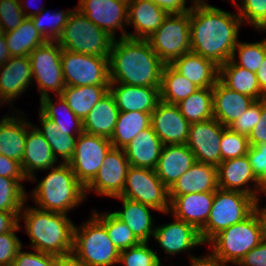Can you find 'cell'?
I'll return each instance as SVG.
<instances>
[{
	"instance_id": "obj_1",
	"label": "cell",
	"mask_w": 266,
	"mask_h": 266,
	"mask_svg": "<svg viewBox=\"0 0 266 266\" xmlns=\"http://www.w3.org/2000/svg\"><path fill=\"white\" fill-rule=\"evenodd\" d=\"M191 52L221 66L232 57L243 25L237 13L208 3H197L189 11Z\"/></svg>"
},
{
	"instance_id": "obj_2",
	"label": "cell",
	"mask_w": 266,
	"mask_h": 266,
	"mask_svg": "<svg viewBox=\"0 0 266 266\" xmlns=\"http://www.w3.org/2000/svg\"><path fill=\"white\" fill-rule=\"evenodd\" d=\"M165 63L146 39L115 38L108 57L110 83L160 87Z\"/></svg>"
},
{
	"instance_id": "obj_3",
	"label": "cell",
	"mask_w": 266,
	"mask_h": 266,
	"mask_svg": "<svg viewBox=\"0 0 266 266\" xmlns=\"http://www.w3.org/2000/svg\"><path fill=\"white\" fill-rule=\"evenodd\" d=\"M23 206L19 221L25 222L31 249L55 256L72 253L74 227L67 214Z\"/></svg>"
},
{
	"instance_id": "obj_4",
	"label": "cell",
	"mask_w": 266,
	"mask_h": 266,
	"mask_svg": "<svg viewBox=\"0 0 266 266\" xmlns=\"http://www.w3.org/2000/svg\"><path fill=\"white\" fill-rule=\"evenodd\" d=\"M31 192L42 210L67 214L86 199L84 185L76 178L69 163L60 162Z\"/></svg>"
},
{
	"instance_id": "obj_5",
	"label": "cell",
	"mask_w": 266,
	"mask_h": 266,
	"mask_svg": "<svg viewBox=\"0 0 266 266\" xmlns=\"http://www.w3.org/2000/svg\"><path fill=\"white\" fill-rule=\"evenodd\" d=\"M262 241L261 225L254 211L244 221L234 224L215 235L209 242L207 255L221 263L237 265L239 261Z\"/></svg>"
},
{
	"instance_id": "obj_6",
	"label": "cell",
	"mask_w": 266,
	"mask_h": 266,
	"mask_svg": "<svg viewBox=\"0 0 266 266\" xmlns=\"http://www.w3.org/2000/svg\"><path fill=\"white\" fill-rule=\"evenodd\" d=\"M114 39L74 7L57 42L70 52L109 57Z\"/></svg>"
},
{
	"instance_id": "obj_7",
	"label": "cell",
	"mask_w": 266,
	"mask_h": 266,
	"mask_svg": "<svg viewBox=\"0 0 266 266\" xmlns=\"http://www.w3.org/2000/svg\"><path fill=\"white\" fill-rule=\"evenodd\" d=\"M72 253L92 266L118 264L120 250L113 244L105 226L92 214L86 222L74 227Z\"/></svg>"
},
{
	"instance_id": "obj_8",
	"label": "cell",
	"mask_w": 266,
	"mask_h": 266,
	"mask_svg": "<svg viewBox=\"0 0 266 266\" xmlns=\"http://www.w3.org/2000/svg\"><path fill=\"white\" fill-rule=\"evenodd\" d=\"M256 202L243 192L218 188L207 222L199 231L202 242L207 244L222 230L244 221L254 212Z\"/></svg>"
},
{
	"instance_id": "obj_9",
	"label": "cell",
	"mask_w": 266,
	"mask_h": 266,
	"mask_svg": "<svg viewBox=\"0 0 266 266\" xmlns=\"http://www.w3.org/2000/svg\"><path fill=\"white\" fill-rule=\"evenodd\" d=\"M165 64L191 51L189 11L169 14L162 25L146 39Z\"/></svg>"
},
{
	"instance_id": "obj_10",
	"label": "cell",
	"mask_w": 266,
	"mask_h": 266,
	"mask_svg": "<svg viewBox=\"0 0 266 266\" xmlns=\"http://www.w3.org/2000/svg\"><path fill=\"white\" fill-rule=\"evenodd\" d=\"M120 196L169 214V189L156 175L155 170L130 166Z\"/></svg>"
},
{
	"instance_id": "obj_11",
	"label": "cell",
	"mask_w": 266,
	"mask_h": 266,
	"mask_svg": "<svg viewBox=\"0 0 266 266\" xmlns=\"http://www.w3.org/2000/svg\"><path fill=\"white\" fill-rule=\"evenodd\" d=\"M62 49L57 41H46L29 54L32 76L38 84L40 99L53 91L61 95L66 87L61 62Z\"/></svg>"
},
{
	"instance_id": "obj_12",
	"label": "cell",
	"mask_w": 266,
	"mask_h": 266,
	"mask_svg": "<svg viewBox=\"0 0 266 266\" xmlns=\"http://www.w3.org/2000/svg\"><path fill=\"white\" fill-rule=\"evenodd\" d=\"M61 62L66 86L110 85L108 57L62 49Z\"/></svg>"
},
{
	"instance_id": "obj_13",
	"label": "cell",
	"mask_w": 266,
	"mask_h": 266,
	"mask_svg": "<svg viewBox=\"0 0 266 266\" xmlns=\"http://www.w3.org/2000/svg\"><path fill=\"white\" fill-rule=\"evenodd\" d=\"M112 147L110 139L101 136L83 132L77 137L75 152L69 165L84 187L95 178Z\"/></svg>"
},
{
	"instance_id": "obj_14",
	"label": "cell",
	"mask_w": 266,
	"mask_h": 266,
	"mask_svg": "<svg viewBox=\"0 0 266 266\" xmlns=\"http://www.w3.org/2000/svg\"><path fill=\"white\" fill-rule=\"evenodd\" d=\"M129 161L123 149L112 147L95 178L85 187L86 196L94 191L105 197H118L125 185Z\"/></svg>"
},
{
	"instance_id": "obj_15",
	"label": "cell",
	"mask_w": 266,
	"mask_h": 266,
	"mask_svg": "<svg viewBox=\"0 0 266 266\" xmlns=\"http://www.w3.org/2000/svg\"><path fill=\"white\" fill-rule=\"evenodd\" d=\"M223 127L214 117L206 121L190 123L186 145L194 154L197 162L219 166Z\"/></svg>"
},
{
	"instance_id": "obj_16",
	"label": "cell",
	"mask_w": 266,
	"mask_h": 266,
	"mask_svg": "<svg viewBox=\"0 0 266 266\" xmlns=\"http://www.w3.org/2000/svg\"><path fill=\"white\" fill-rule=\"evenodd\" d=\"M218 188L240 191L252 196L256 201L259 192L266 196V186L255 176L247 155L221 161L217 167ZM250 182L254 183L253 188Z\"/></svg>"
},
{
	"instance_id": "obj_17",
	"label": "cell",
	"mask_w": 266,
	"mask_h": 266,
	"mask_svg": "<svg viewBox=\"0 0 266 266\" xmlns=\"http://www.w3.org/2000/svg\"><path fill=\"white\" fill-rule=\"evenodd\" d=\"M75 8L112 37L116 38L117 29L119 37H127L123 26L128 21V0H79Z\"/></svg>"
},
{
	"instance_id": "obj_18",
	"label": "cell",
	"mask_w": 266,
	"mask_h": 266,
	"mask_svg": "<svg viewBox=\"0 0 266 266\" xmlns=\"http://www.w3.org/2000/svg\"><path fill=\"white\" fill-rule=\"evenodd\" d=\"M151 126L163 146L187 143L190 123L181 114L178 105L160 100L151 113Z\"/></svg>"
},
{
	"instance_id": "obj_19",
	"label": "cell",
	"mask_w": 266,
	"mask_h": 266,
	"mask_svg": "<svg viewBox=\"0 0 266 266\" xmlns=\"http://www.w3.org/2000/svg\"><path fill=\"white\" fill-rule=\"evenodd\" d=\"M174 222L157 225L153 238L167 255H175L204 244L199 231L192 225L175 217Z\"/></svg>"
},
{
	"instance_id": "obj_20",
	"label": "cell",
	"mask_w": 266,
	"mask_h": 266,
	"mask_svg": "<svg viewBox=\"0 0 266 266\" xmlns=\"http://www.w3.org/2000/svg\"><path fill=\"white\" fill-rule=\"evenodd\" d=\"M58 161L54 157L51 147L33 123L27 119V135L24 156L21 167L28 181L35 182L36 170H49Z\"/></svg>"
},
{
	"instance_id": "obj_21",
	"label": "cell",
	"mask_w": 266,
	"mask_h": 266,
	"mask_svg": "<svg viewBox=\"0 0 266 266\" xmlns=\"http://www.w3.org/2000/svg\"><path fill=\"white\" fill-rule=\"evenodd\" d=\"M215 192L189 193L169 196V213L200 231L206 224Z\"/></svg>"
},
{
	"instance_id": "obj_22",
	"label": "cell",
	"mask_w": 266,
	"mask_h": 266,
	"mask_svg": "<svg viewBox=\"0 0 266 266\" xmlns=\"http://www.w3.org/2000/svg\"><path fill=\"white\" fill-rule=\"evenodd\" d=\"M33 81L29 56L11 57L0 66V97L10 105Z\"/></svg>"
},
{
	"instance_id": "obj_23",
	"label": "cell",
	"mask_w": 266,
	"mask_h": 266,
	"mask_svg": "<svg viewBox=\"0 0 266 266\" xmlns=\"http://www.w3.org/2000/svg\"><path fill=\"white\" fill-rule=\"evenodd\" d=\"M109 91L113 95L120 112L140 111L152 113L160 101V87L110 83Z\"/></svg>"
},
{
	"instance_id": "obj_24",
	"label": "cell",
	"mask_w": 266,
	"mask_h": 266,
	"mask_svg": "<svg viewBox=\"0 0 266 266\" xmlns=\"http://www.w3.org/2000/svg\"><path fill=\"white\" fill-rule=\"evenodd\" d=\"M168 15L151 0H128L127 26L133 25L135 33L127 32V37L147 39L162 25Z\"/></svg>"
},
{
	"instance_id": "obj_25",
	"label": "cell",
	"mask_w": 266,
	"mask_h": 266,
	"mask_svg": "<svg viewBox=\"0 0 266 266\" xmlns=\"http://www.w3.org/2000/svg\"><path fill=\"white\" fill-rule=\"evenodd\" d=\"M195 162V156L186 144L164 145L155 172L169 189Z\"/></svg>"
},
{
	"instance_id": "obj_26",
	"label": "cell",
	"mask_w": 266,
	"mask_h": 266,
	"mask_svg": "<svg viewBox=\"0 0 266 266\" xmlns=\"http://www.w3.org/2000/svg\"><path fill=\"white\" fill-rule=\"evenodd\" d=\"M213 91V117L223 126L228 127L254 103V99L230 90L219 80Z\"/></svg>"
},
{
	"instance_id": "obj_27",
	"label": "cell",
	"mask_w": 266,
	"mask_h": 266,
	"mask_svg": "<svg viewBox=\"0 0 266 266\" xmlns=\"http://www.w3.org/2000/svg\"><path fill=\"white\" fill-rule=\"evenodd\" d=\"M217 189V167L196 161L169 188V196H180L189 193L215 192Z\"/></svg>"
},
{
	"instance_id": "obj_28",
	"label": "cell",
	"mask_w": 266,
	"mask_h": 266,
	"mask_svg": "<svg viewBox=\"0 0 266 266\" xmlns=\"http://www.w3.org/2000/svg\"><path fill=\"white\" fill-rule=\"evenodd\" d=\"M170 65L199 88H213L219 77V66L193 52L183 54Z\"/></svg>"
},
{
	"instance_id": "obj_29",
	"label": "cell",
	"mask_w": 266,
	"mask_h": 266,
	"mask_svg": "<svg viewBox=\"0 0 266 266\" xmlns=\"http://www.w3.org/2000/svg\"><path fill=\"white\" fill-rule=\"evenodd\" d=\"M163 144L152 126L142 130L123 148L130 166L155 170Z\"/></svg>"
},
{
	"instance_id": "obj_30",
	"label": "cell",
	"mask_w": 266,
	"mask_h": 266,
	"mask_svg": "<svg viewBox=\"0 0 266 266\" xmlns=\"http://www.w3.org/2000/svg\"><path fill=\"white\" fill-rule=\"evenodd\" d=\"M123 203V210L112 212L123 221L140 242H149L155 232L154 218L150 211L154 208L121 196L115 197Z\"/></svg>"
},
{
	"instance_id": "obj_31",
	"label": "cell",
	"mask_w": 266,
	"mask_h": 266,
	"mask_svg": "<svg viewBox=\"0 0 266 266\" xmlns=\"http://www.w3.org/2000/svg\"><path fill=\"white\" fill-rule=\"evenodd\" d=\"M23 114H19L22 115L19 118L15 114H7L0 121V154L20 163L24 156L27 135V121Z\"/></svg>"
},
{
	"instance_id": "obj_32",
	"label": "cell",
	"mask_w": 266,
	"mask_h": 266,
	"mask_svg": "<svg viewBox=\"0 0 266 266\" xmlns=\"http://www.w3.org/2000/svg\"><path fill=\"white\" fill-rule=\"evenodd\" d=\"M119 112L114 97L109 91L84 118V132L110 139L115 130Z\"/></svg>"
},
{
	"instance_id": "obj_33",
	"label": "cell",
	"mask_w": 266,
	"mask_h": 266,
	"mask_svg": "<svg viewBox=\"0 0 266 266\" xmlns=\"http://www.w3.org/2000/svg\"><path fill=\"white\" fill-rule=\"evenodd\" d=\"M218 80L230 90L247 95L255 101L266 98L259 87L256 73L235 65L231 60L219 66Z\"/></svg>"
},
{
	"instance_id": "obj_34",
	"label": "cell",
	"mask_w": 266,
	"mask_h": 266,
	"mask_svg": "<svg viewBox=\"0 0 266 266\" xmlns=\"http://www.w3.org/2000/svg\"><path fill=\"white\" fill-rule=\"evenodd\" d=\"M109 92V85L66 86L61 97L82 121L92 108Z\"/></svg>"
},
{
	"instance_id": "obj_35",
	"label": "cell",
	"mask_w": 266,
	"mask_h": 266,
	"mask_svg": "<svg viewBox=\"0 0 266 266\" xmlns=\"http://www.w3.org/2000/svg\"><path fill=\"white\" fill-rule=\"evenodd\" d=\"M41 128L36 129L43 135L44 139L48 142L51 147L52 153L56 160L58 157L61 158L62 163H69L75 152L76 140L79 135H67V132L59 130L58 126L44 116L41 112L39 113Z\"/></svg>"
},
{
	"instance_id": "obj_36",
	"label": "cell",
	"mask_w": 266,
	"mask_h": 266,
	"mask_svg": "<svg viewBox=\"0 0 266 266\" xmlns=\"http://www.w3.org/2000/svg\"><path fill=\"white\" fill-rule=\"evenodd\" d=\"M55 97L58 98L55 103L50 95L40 99L39 112L55 122L59 130L67 132V135H80L83 133V121L73 113L61 95Z\"/></svg>"
},
{
	"instance_id": "obj_37",
	"label": "cell",
	"mask_w": 266,
	"mask_h": 266,
	"mask_svg": "<svg viewBox=\"0 0 266 266\" xmlns=\"http://www.w3.org/2000/svg\"><path fill=\"white\" fill-rule=\"evenodd\" d=\"M4 35L11 57L29 56L32 51L46 42L31 18H26L19 27Z\"/></svg>"
},
{
	"instance_id": "obj_38",
	"label": "cell",
	"mask_w": 266,
	"mask_h": 266,
	"mask_svg": "<svg viewBox=\"0 0 266 266\" xmlns=\"http://www.w3.org/2000/svg\"><path fill=\"white\" fill-rule=\"evenodd\" d=\"M151 126V113L140 111L119 112L110 142L115 148L123 149L142 130Z\"/></svg>"
},
{
	"instance_id": "obj_39",
	"label": "cell",
	"mask_w": 266,
	"mask_h": 266,
	"mask_svg": "<svg viewBox=\"0 0 266 266\" xmlns=\"http://www.w3.org/2000/svg\"><path fill=\"white\" fill-rule=\"evenodd\" d=\"M199 87L177 72L170 64L162 70L160 100L177 105L193 94Z\"/></svg>"
},
{
	"instance_id": "obj_40",
	"label": "cell",
	"mask_w": 266,
	"mask_h": 266,
	"mask_svg": "<svg viewBox=\"0 0 266 266\" xmlns=\"http://www.w3.org/2000/svg\"><path fill=\"white\" fill-rule=\"evenodd\" d=\"M177 105L189 123L209 120L213 118L212 88H199Z\"/></svg>"
},
{
	"instance_id": "obj_41",
	"label": "cell",
	"mask_w": 266,
	"mask_h": 266,
	"mask_svg": "<svg viewBox=\"0 0 266 266\" xmlns=\"http://www.w3.org/2000/svg\"><path fill=\"white\" fill-rule=\"evenodd\" d=\"M92 211V214L105 226L108 236L120 251L140 243L130 228L112 212L100 214L96 210Z\"/></svg>"
},
{
	"instance_id": "obj_42",
	"label": "cell",
	"mask_w": 266,
	"mask_h": 266,
	"mask_svg": "<svg viewBox=\"0 0 266 266\" xmlns=\"http://www.w3.org/2000/svg\"><path fill=\"white\" fill-rule=\"evenodd\" d=\"M72 11L73 9L57 12L54 11L52 13L44 8L40 14L31 17V19L34 22L35 28L46 41H57L61 36Z\"/></svg>"
},
{
	"instance_id": "obj_43",
	"label": "cell",
	"mask_w": 266,
	"mask_h": 266,
	"mask_svg": "<svg viewBox=\"0 0 266 266\" xmlns=\"http://www.w3.org/2000/svg\"><path fill=\"white\" fill-rule=\"evenodd\" d=\"M238 51V61L236 59ZM266 57V38L256 42H241L238 41L233 50L231 61L238 66H241L251 72L256 73L261 63Z\"/></svg>"
},
{
	"instance_id": "obj_44",
	"label": "cell",
	"mask_w": 266,
	"mask_h": 266,
	"mask_svg": "<svg viewBox=\"0 0 266 266\" xmlns=\"http://www.w3.org/2000/svg\"><path fill=\"white\" fill-rule=\"evenodd\" d=\"M18 180L0 176V211L21 212L28 195Z\"/></svg>"
},
{
	"instance_id": "obj_45",
	"label": "cell",
	"mask_w": 266,
	"mask_h": 266,
	"mask_svg": "<svg viewBox=\"0 0 266 266\" xmlns=\"http://www.w3.org/2000/svg\"><path fill=\"white\" fill-rule=\"evenodd\" d=\"M242 23L252 25L256 30L266 32V0H232ZM238 1H241L239 4Z\"/></svg>"
},
{
	"instance_id": "obj_46",
	"label": "cell",
	"mask_w": 266,
	"mask_h": 266,
	"mask_svg": "<svg viewBox=\"0 0 266 266\" xmlns=\"http://www.w3.org/2000/svg\"><path fill=\"white\" fill-rule=\"evenodd\" d=\"M157 250L148 247V242H140L138 245L120 251L118 264L124 266H157L161 259Z\"/></svg>"
},
{
	"instance_id": "obj_47",
	"label": "cell",
	"mask_w": 266,
	"mask_h": 266,
	"mask_svg": "<svg viewBox=\"0 0 266 266\" xmlns=\"http://www.w3.org/2000/svg\"><path fill=\"white\" fill-rule=\"evenodd\" d=\"M249 147L248 136L234 132L229 127H223L220 143L221 161L247 155Z\"/></svg>"
},
{
	"instance_id": "obj_48",
	"label": "cell",
	"mask_w": 266,
	"mask_h": 266,
	"mask_svg": "<svg viewBox=\"0 0 266 266\" xmlns=\"http://www.w3.org/2000/svg\"><path fill=\"white\" fill-rule=\"evenodd\" d=\"M25 2L23 0H0V24L4 33L16 29L26 19L24 11L28 8Z\"/></svg>"
},
{
	"instance_id": "obj_49",
	"label": "cell",
	"mask_w": 266,
	"mask_h": 266,
	"mask_svg": "<svg viewBox=\"0 0 266 266\" xmlns=\"http://www.w3.org/2000/svg\"><path fill=\"white\" fill-rule=\"evenodd\" d=\"M21 228L18 224L12 231L0 234V266H12L18 251L23 247L16 235Z\"/></svg>"
},
{
	"instance_id": "obj_50",
	"label": "cell",
	"mask_w": 266,
	"mask_h": 266,
	"mask_svg": "<svg viewBox=\"0 0 266 266\" xmlns=\"http://www.w3.org/2000/svg\"><path fill=\"white\" fill-rule=\"evenodd\" d=\"M261 116V100L254 103L238 119L228 127L239 134L249 136L251 131L257 125Z\"/></svg>"
},
{
	"instance_id": "obj_51",
	"label": "cell",
	"mask_w": 266,
	"mask_h": 266,
	"mask_svg": "<svg viewBox=\"0 0 266 266\" xmlns=\"http://www.w3.org/2000/svg\"><path fill=\"white\" fill-rule=\"evenodd\" d=\"M18 251L12 266H55L57 256L42 253L34 250V252Z\"/></svg>"
},
{
	"instance_id": "obj_52",
	"label": "cell",
	"mask_w": 266,
	"mask_h": 266,
	"mask_svg": "<svg viewBox=\"0 0 266 266\" xmlns=\"http://www.w3.org/2000/svg\"><path fill=\"white\" fill-rule=\"evenodd\" d=\"M247 156L255 176L266 186V143L250 146Z\"/></svg>"
},
{
	"instance_id": "obj_53",
	"label": "cell",
	"mask_w": 266,
	"mask_h": 266,
	"mask_svg": "<svg viewBox=\"0 0 266 266\" xmlns=\"http://www.w3.org/2000/svg\"><path fill=\"white\" fill-rule=\"evenodd\" d=\"M0 176L9 177L18 180L23 184V181L28 180L24 175L21 167V163L10 159L0 154Z\"/></svg>"
},
{
	"instance_id": "obj_54",
	"label": "cell",
	"mask_w": 266,
	"mask_h": 266,
	"mask_svg": "<svg viewBox=\"0 0 266 266\" xmlns=\"http://www.w3.org/2000/svg\"><path fill=\"white\" fill-rule=\"evenodd\" d=\"M250 146L266 143V98L261 100V116L248 136Z\"/></svg>"
},
{
	"instance_id": "obj_55",
	"label": "cell",
	"mask_w": 266,
	"mask_h": 266,
	"mask_svg": "<svg viewBox=\"0 0 266 266\" xmlns=\"http://www.w3.org/2000/svg\"><path fill=\"white\" fill-rule=\"evenodd\" d=\"M239 266H266V242L252 248L237 264Z\"/></svg>"
},
{
	"instance_id": "obj_56",
	"label": "cell",
	"mask_w": 266,
	"mask_h": 266,
	"mask_svg": "<svg viewBox=\"0 0 266 266\" xmlns=\"http://www.w3.org/2000/svg\"><path fill=\"white\" fill-rule=\"evenodd\" d=\"M168 14H180L190 11L197 3H207L206 0H191L192 5L186 7L187 0H151Z\"/></svg>"
},
{
	"instance_id": "obj_57",
	"label": "cell",
	"mask_w": 266,
	"mask_h": 266,
	"mask_svg": "<svg viewBox=\"0 0 266 266\" xmlns=\"http://www.w3.org/2000/svg\"><path fill=\"white\" fill-rule=\"evenodd\" d=\"M20 212L0 211V234L12 231L19 223Z\"/></svg>"
},
{
	"instance_id": "obj_58",
	"label": "cell",
	"mask_w": 266,
	"mask_h": 266,
	"mask_svg": "<svg viewBox=\"0 0 266 266\" xmlns=\"http://www.w3.org/2000/svg\"><path fill=\"white\" fill-rule=\"evenodd\" d=\"M55 266H92L89 263L79 260L73 253L57 256Z\"/></svg>"
},
{
	"instance_id": "obj_59",
	"label": "cell",
	"mask_w": 266,
	"mask_h": 266,
	"mask_svg": "<svg viewBox=\"0 0 266 266\" xmlns=\"http://www.w3.org/2000/svg\"><path fill=\"white\" fill-rule=\"evenodd\" d=\"M190 266H228L226 263H221L211 259L208 255L203 257H196L195 255H190Z\"/></svg>"
},
{
	"instance_id": "obj_60",
	"label": "cell",
	"mask_w": 266,
	"mask_h": 266,
	"mask_svg": "<svg viewBox=\"0 0 266 266\" xmlns=\"http://www.w3.org/2000/svg\"><path fill=\"white\" fill-rule=\"evenodd\" d=\"M254 211L257 213L261 225L262 240L266 242V207L260 208L259 200L256 202Z\"/></svg>"
},
{
	"instance_id": "obj_61",
	"label": "cell",
	"mask_w": 266,
	"mask_h": 266,
	"mask_svg": "<svg viewBox=\"0 0 266 266\" xmlns=\"http://www.w3.org/2000/svg\"><path fill=\"white\" fill-rule=\"evenodd\" d=\"M256 77L261 91L266 95V57L257 70Z\"/></svg>"
},
{
	"instance_id": "obj_62",
	"label": "cell",
	"mask_w": 266,
	"mask_h": 266,
	"mask_svg": "<svg viewBox=\"0 0 266 266\" xmlns=\"http://www.w3.org/2000/svg\"><path fill=\"white\" fill-rule=\"evenodd\" d=\"M9 58H11V55L7 47L5 35H3L0 37V66H3Z\"/></svg>"
},
{
	"instance_id": "obj_63",
	"label": "cell",
	"mask_w": 266,
	"mask_h": 266,
	"mask_svg": "<svg viewBox=\"0 0 266 266\" xmlns=\"http://www.w3.org/2000/svg\"><path fill=\"white\" fill-rule=\"evenodd\" d=\"M26 3H28V2H26ZM30 3V2H29ZM31 4H32V2H31ZM31 4H28L29 6L31 5ZM27 5V7L28 8H30L29 6ZM37 10H35V11H31L30 13L29 12H24V14H25V16H26V18H31V17H33V16H35V15H37V14H40L41 12H42V10L44 9V7H39V8H36Z\"/></svg>"
},
{
	"instance_id": "obj_64",
	"label": "cell",
	"mask_w": 266,
	"mask_h": 266,
	"mask_svg": "<svg viewBox=\"0 0 266 266\" xmlns=\"http://www.w3.org/2000/svg\"><path fill=\"white\" fill-rule=\"evenodd\" d=\"M3 35H4V31H3V28H2V26L0 24V37L3 36Z\"/></svg>"
},
{
	"instance_id": "obj_65",
	"label": "cell",
	"mask_w": 266,
	"mask_h": 266,
	"mask_svg": "<svg viewBox=\"0 0 266 266\" xmlns=\"http://www.w3.org/2000/svg\"><path fill=\"white\" fill-rule=\"evenodd\" d=\"M5 103L4 101H3V99L0 97V105H3V104Z\"/></svg>"
}]
</instances>
